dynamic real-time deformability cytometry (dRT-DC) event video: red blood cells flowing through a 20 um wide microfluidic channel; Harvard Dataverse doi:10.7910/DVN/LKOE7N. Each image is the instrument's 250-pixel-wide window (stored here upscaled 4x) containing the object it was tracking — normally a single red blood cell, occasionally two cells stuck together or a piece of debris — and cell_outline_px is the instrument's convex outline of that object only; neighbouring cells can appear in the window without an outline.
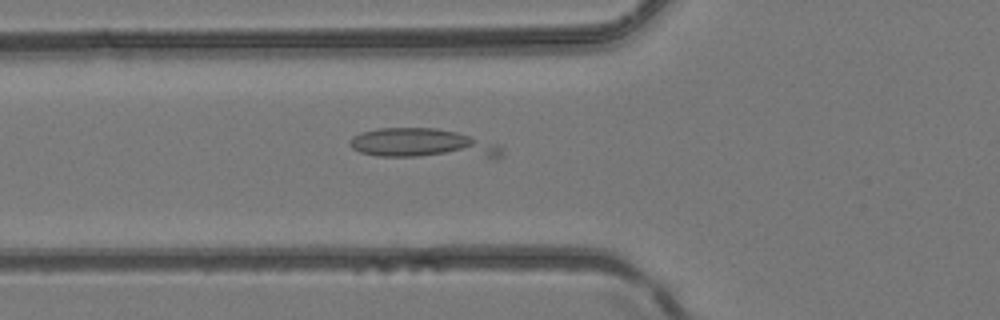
{"species": "common noctule bat (a hibernating species)", "species_latin": "Nyctalus noctula", "temperature_condition": "room temperature", "stored_images_in_passage": 26, "camera_frame_rate_fps": 3000, "um_per_image_px": 0.085, "animal": {"sex": "female", "body_mass_g": 24.6, "forearm_length_mm": 56.2}, "frame": {"image": 1, "passage_image": 20, "time_ms": 6.333, "image_size_px": [1000, 320], "cell_outline_px": [[504, 156], [496, 160], [376, 156], [360, 152], [352, 148], [348, 144], [348, 140], [352, 136], [360, 132], [376, 128], [436, 128], [456, 132], [496, 144], [504, 148]], "centroid_in_image_um": [36.03, 12.26], "position_along_channel_um": 89.8, "area_um2": 27.46}}